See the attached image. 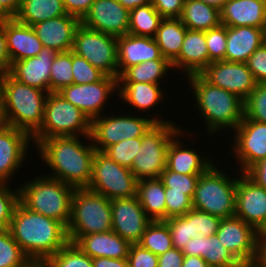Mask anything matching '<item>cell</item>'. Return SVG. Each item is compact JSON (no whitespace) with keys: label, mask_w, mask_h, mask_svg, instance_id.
I'll use <instances>...</instances> for the list:
<instances>
[{"label":"cell","mask_w":266,"mask_h":267,"mask_svg":"<svg viewBox=\"0 0 266 267\" xmlns=\"http://www.w3.org/2000/svg\"><path fill=\"white\" fill-rule=\"evenodd\" d=\"M9 230L13 239L35 265H42L68 242L67 227L17 203Z\"/></svg>","instance_id":"1"},{"label":"cell","mask_w":266,"mask_h":267,"mask_svg":"<svg viewBox=\"0 0 266 267\" xmlns=\"http://www.w3.org/2000/svg\"><path fill=\"white\" fill-rule=\"evenodd\" d=\"M85 145L78 136L50 137L38 141L40 157L53 174L46 176L58 179L75 189L87 188L92 177V163L96 149L90 143Z\"/></svg>","instance_id":"2"},{"label":"cell","mask_w":266,"mask_h":267,"mask_svg":"<svg viewBox=\"0 0 266 267\" xmlns=\"http://www.w3.org/2000/svg\"><path fill=\"white\" fill-rule=\"evenodd\" d=\"M199 109V115L206 121L208 134H216L220 129H233L244 118V100L238 95L212 85L200 74L187 76Z\"/></svg>","instance_id":"3"},{"label":"cell","mask_w":266,"mask_h":267,"mask_svg":"<svg viewBox=\"0 0 266 267\" xmlns=\"http://www.w3.org/2000/svg\"><path fill=\"white\" fill-rule=\"evenodd\" d=\"M48 92L22 84L8 73L2 80L0 123L32 136L42 125Z\"/></svg>","instance_id":"4"},{"label":"cell","mask_w":266,"mask_h":267,"mask_svg":"<svg viewBox=\"0 0 266 267\" xmlns=\"http://www.w3.org/2000/svg\"><path fill=\"white\" fill-rule=\"evenodd\" d=\"M18 188L19 201L26 208L68 226L74 187L58 179L40 175Z\"/></svg>","instance_id":"5"},{"label":"cell","mask_w":266,"mask_h":267,"mask_svg":"<svg viewBox=\"0 0 266 267\" xmlns=\"http://www.w3.org/2000/svg\"><path fill=\"white\" fill-rule=\"evenodd\" d=\"M91 120L58 92L47 95L41 127L31 136L33 144L50 137L90 136ZM81 134V136H80Z\"/></svg>","instance_id":"6"},{"label":"cell","mask_w":266,"mask_h":267,"mask_svg":"<svg viewBox=\"0 0 266 267\" xmlns=\"http://www.w3.org/2000/svg\"><path fill=\"white\" fill-rule=\"evenodd\" d=\"M213 164L201 174L192 198L193 209L221 219L235 215L238 178H231Z\"/></svg>","instance_id":"7"},{"label":"cell","mask_w":266,"mask_h":267,"mask_svg":"<svg viewBox=\"0 0 266 267\" xmlns=\"http://www.w3.org/2000/svg\"><path fill=\"white\" fill-rule=\"evenodd\" d=\"M112 230L111 200L88 188H77L72 198L68 236H84Z\"/></svg>","instance_id":"8"},{"label":"cell","mask_w":266,"mask_h":267,"mask_svg":"<svg viewBox=\"0 0 266 267\" xmlns=\"http://www.w3.org/2000/svg\"><path fill=\"white\" fill-rule=\"evenodd\" d=\"M171 122L156 123L143 136L130 170L135 178H159L166 168L167 150L172 138L182 129Z\"/></svg>","instance_id":"9"},{"label":"cell","mask_w":266,"mask_h":267,"mask_svg":"<svg viewBox=\"0 0 266 267\" xmlns=\"http://www.w3.org/2000/svg\"><path fill=\"white\" fill-rule=\"evenodd\" d=\"M152 117V119L129 116H99L91 120L90 138L92 145L97 151L103 152L109 146L127 139L142 137L156 123H167L165 121Z\"/></svg>","instance_id":"10"},{"label":"cell","mask_w":266,"mask_h":267,"mask_svg":"<svg viewBox=\"0 0 266 267\" xmlns=\"http://www.w3.org/2000/svg\"><path fill=\"white\" fill-rule=\"evenodd\" d=\"M138 180L129 168L120 166L106 154L97 151L92 163V177L88 189L106 198L121 199L136 196Z\"/></svg>","instance_id":"11"},{"label":"cell","mask_w":266,"mask_h":267,"mask_svg":"<svg viewBox=\"0 0 266 267\" xmlns=\"http://www.w3.org/2000/svg\"><path fill=\"white\" fill-rule=\"evenodd\" d=\"M72 51L106 76L118 78L117 37L80 24L74 34Z\"/></svg>","instance_id":"12"},{"label":"cell","mask_w":266,"mask_h":267,"mask_svg":"<svg viewBox=\"0 0 266 267\" xmlns=\"http://www.w3.org/2000/svg\"><path fill=\"white\" fill-rule=\"evenodd\" d=\"M115 90L118 91V78L105 76L95 83L65 86L58 93L92 120L103 115L102 109Z\"/></svg>","instance_id":"13"},{"label":"cell","mask_w":266,"mask_h":267,"mask_svg":"<svg viewBox=\"0 0 266 267\" xmlns=\"http://www.w3.org/2000/svg\"><path fill=\"white\" fill-rule=\"evenodd\" d=\"M200 75L212 85L238 95L245 100L257 84L247 63L215 61L211 62Z\"/></svg>","instance_id":"14"},{"label":"cell","mask_w":266,"mask_h":267,"mask_svg":"<svg viewBox=\"0 0 266 267\" xmlns=\"http://www.w3.org/2000/svg\"><path fill=\"white\" fill-rule=\"evenodd\" d=\"M233 136L235 140L231 147L238 159L240 173L266 158V123L243 118Z\"/></svg>","instance_id":"15"},{"label":"cell","mask_w":266,"mask_h":267,"mask_svg":"<svg viewBox=\"0 0 266 267\" xmlns=\"http://www.w3.org/2000/svg\"><path fill=\"white\" fill-rule=\"evenodd\" d=\"M112 230L130 244L140 242L152 221L144 212L137 196L111 200Z\"/></svg>","instance_id":"16"},{"label":"cell","mask_w":266,"mask_h":267,"mask_svg":"<svg viewBox=\"0 0 266 267\" xmlns=\"http://www.w3.org/2000/svg\"><path fill=\"white\" fill-rule=\"evenodd\" d=\"M129 16L117 0H95L80 22L89 29L120 37L128 34Z\"/></svg>","instance_id":"17"},{"label":"cell","mask_w":266,"mask_h":267,"mask_svg":"<svg viewBox=\"0 0 266 267\" xmlns=\"http://www.w3.org/2000/svg\"><path fill=\"white\" fill-rule=\"evenodd\" d=\"M216 235L239 262L254 261L258 231L253 226L236 216L224 218Z\"/></svg>","instance_id":"18"},{"label":"cell","mask_w":266,"mask_h":267,"mask_svg":"<svg viewBox=\"0 0 266 267\" xmlns=\"http://www.w3.org/2000/svg\"><path fill=\"white\" fill-rule=\"evenodd\" d=\"M237 179L235 215L259 231L266 223V190L245 173Z\"/></svg>","instance_id":"19"},{"label":"cell","mask_w":266,"mask_h":267,"mask_svg":"<svg viewBox=\"0 0 266 267\" xmlns=\"http://www.w3.org/2000/svg\"><path fill=\"white\" fill-rule=\"evenodd\" d=\"M30 141L32 137L26 131L0 123V183L9 184L22 166Z\"/></svg>","instance_id":"20"},{"label":"cell","mask_w":266,"mask_h":267,"mask_svg":"<svg viewBox=\"0 0 266 267\" xmlns=\"http://www.w3.org/2000/svg\"><path fill=\"white\" fill-rule=\"evenodd\" d=\"M56 54L43 47L35 57L13 61L8 74L22 84L50 93V70Z\"/></svg>","instance_id":"21"},{"label":"cell","mask_w":266,"mask_h":267,"mask_svg":"<svg viewBox=\"0 0 266 267\" xmlns=\"http://www.w3.org/2000/svg\"><path fill=\"white\" fill-rule=\"evenodd\" d=\"M81 24L76 16L66 14L32 25L43 46L59 52L71 51L74 34Z\"/></svg>","instance_id":"22"},{"label":"cell","mask_w":266,"mask_h":267,"mask_svg":"<svg viewBox=\"0 0 266 267\" xmlns=\"http://www.w3.org/2000/svg\"><path fill=\"white\" fill-rule=\"evenodd\" d=\"M90 258L126 259L130 243L113 230L104 233H92L84 236H68Z\"/></svg>","instance_id":"23"},{"label":"cell","mask_w":266,"mask_h":267,"mask_svg":"<svg viewBox=\"0 0 266 267\" xmlns=\"http://www.w3.org/2000/svg\"><path fill=\"white\" fill-rule=\"evenodd\" d=\"M118 77L130 66L155 59H166L152 37L126 34L117 37Z\"/></svg>","instance_id":"24"},{"label":"cell","mask_w":266,"mask_h":267,"mask_svg":"<svg viewBox=\"0 0 266 267\" xmlns=\"http://www.w3.org/2000/svg\"><path fill=\"white\" fill-rule=\"evenodd\" d=\"M187 76L200 74L210 63L205 31L187 29L180 54L171 62Z\"/></svg>","instance_id":"25"},{"label":"cell","mask_w":266,"mask_h":267,"mask_svg":"<svg viewBox=\"0 0 266 267\" xmlns=\"http://www.w3.org/2000/svg\"><path fill=\"white\" fill-rule=\"evenodd\" d=\"M266 0H228L220 10L221 24L264 28Z\"/></svg>","instance_id":"26"},{"label":"cell","mask_w":266,"mask_h":267,"mask_svg":"<svg viewBox=\"0 0 266 267\" xmlns=\"http://www.w3.org/2000/svg\"><path fill=\"white\" fill-rule=\"evenodd\" d=\"M184 131L181 129L169 143L166 168L180 174H203L213 165L212 159L202 157L203 155H199L194 149H189V146L185 148L182 141L177 139L185 135L184 133H188Z\"/></svg>","instance_id":"27"},{"label":"cell","mask_w":266,"mask_h":267,"mask_svg":"<svg viewBox=\"0 0 266 267\" xmlns=\"http://www.w3.org/2000/svg\"><path fill=\"white\" fill-rule=\"evenodd\" d=\"M266 41L263 28L227 26L225 61L244 62Z\"/></svg>","instance_id":"28"},{"label":"cell","mask_w":266,"mask_h":267,"mask_svg":"<svg viewBox=\"0 0 266 267\" xmlns=\"http://www.w3.org/2000/svg\"><path fill=\"white\" fill-rule=\"evenodd\" d=\"M5 35L11 63L35 57L44 47L32 26L21 24L14 18L5 22Z\"/></svg>","instance_id":"29"},{"label":"cell","mask_w":266,"mask_h":267,"mask_svg":"<svg viewBox=\"0 0 266 267\" xmlns=\"http://www.w3.org/2000/svg\"><path fill=\"white\" fill-rule=\"evenodd\" d=\"M185 256H198L209 267H227L239 265V261L225 248L216 234L211 237L191 238L181 250Z\"/></svg>","instance_id":"30"},{"label":"cell","mask_w":266,"mask_h":267,"mask_svg":"<svg viewBox=\"0 0 266 267\" xmlns=\"http://www.w3.org/2000/svg\"><path fill=\"white\" fill-rule=\"evenodd\" d=\"M122 85V86H120ZM160 84L139 83V82H118V96L123 101L137 108L142 112H147L150 108L162 100L164 91Z\"/></svg>","instance_id":"31"},{"label":"cell","mask_w":266,"mask_h":267,"mask_svg":"<svg viewBox=\"0 0 266 267\" xmlns=\"http://www.w3.org/2000/svg\"><path fill=\"white\" fill-rule=\"evenodd\" d=\"M136 196L152 221L166 219L165 186L159 178L139 180Z\"/></svg>","instance_id":"32"},{"label":"cell","mask_w":266,"mask_h":267,"mask_svg":"<svg viewBox=\"0 0 266 267\" xmlns=\"http://www.w3.org/2000/svg\"><path fill=\"white\" fill-rule=\"evenodd\" d=\"M66 14L63 0H21L14 19L21 24L32 26Z\"/></svg>","instance_id":"33"},{"label":"cell","mask_w":266,"mask_h":267,"mask_svg":"<svg viewBox=\"0 0 266 267\" xmlns=\"http://www.w3.org/2000/svg\"><path fill=\"white\" fill-rule=\"evenodd\" d=\"M180 20L187 29L207 31L221 24L220 10L202 1L185 0Z\"/></svg>","instance_id":"34"},{"label":"cell","mask_w":266,"mask_h":267,"mask_svg":"<svg viewBox=\"0 0 266 267\" xmlns=\"http://www.w3.org/2000/svg\"><path fill=\"white\" fill-rule=\"evenodd\" d=\"M187 28L180 18H163L154 37L163 57L172 62L182 48Z\"/></svg>","instance_id":"35"},{"label":"cell","mask_w":266,"mask_h":267,"mask_svg":"<svg viewBox=\"0 0 266 267\" xmlns=\"http://www.w3.org/2000/svg\"><path fill=\"white\" fill-rule=\"evenodd\" d=\"M172 69V63L168 59H155L130 66L118 77V82H139L160 84L167 76L168 70ZM163 77V78H162Z\"/></svg>","instance_id":"36"},{"label":"cell","mask_w":266,"mask_h":267,"mask_svg":"<svg viewBox=\"0 0 266 267\" xmlns=\"http://www.w3.org/2000/svg\"><path fill=\"white\" fill-rule=\"evenodd\" d=\"M163 17L151 3L130 11L128 34L154 38Z\"/></svg>","instance_id":"37"},{"label":"cell","mask_w":266,"mask_h":267,"mask_svg":"<svg viewBox=\"0 0 266 267\" xmlns=\"http://www.w3.org/2000/svg\"><path fill=\"white\" fill-rule=\"evenodd\" d=\"M138 244L155 255H161L170 250L173 245L167 224L163 220L151 221Z\"/></svg>","instance_id":"38"},{"label":"cell","mask_w":266,"mask_h":267,"mask_svg":"<svg viewBox=\"0 0 266 267\" xmlns=\"http://www.w3.org/2000/svg\"><path fill=\"white\" fill-rule=\"evenodd\" d=\"M35 264L13 239L9 229L0 230V267H33Z\"/></svg>","instance_id":"39"},{"label":"cell","mask_w":266,"mask_h":267,"mask_svg":"<svg viewBox=\"0 0 266 267\" xmlns=\"http://www.w3.org/2000/svg\"><path fill=\"white\" fill-rule=\"evenodd\" d=\"M43 267H94L92 258L85 254L75 243L68 242L54 255H51Z\"/></svg>","instance_id":"40"},{"label":"cell","mask_w":266,"mask_h":267,"mask_svg":"<svg viewBox=\"0 0 266 267\" xmlns=\"http://www.w3.org/2000/svg\"><path fill=\"white\" fill-rule=\"evenodd\" d=\"M73 84L72 50L59 52L53 59L50 70V92H59Z\"/></svg>","instance_id":"41"},{"label":"cell","mask_w":266,"mask_h":267,"mask_svg":"<svg viewBox=\"0 0 266 267\" xmlns=\"http://www.w3.org/2000/svg\"><path fill=\"white\" fill-rule=\"evenodd\" d=\"M244 118L266 123V83H257L244 100Z\"/></svg>","instance_id":"42"},{"label":"cell","mask_w":266,"mask_h":267,"mask_svg":"<svg viewBox=\"0 0 266 267\" xmlns=\"http://www.w3.org/2000/svg\"><path fill=\"white\" fill-rule=\"evenodd\" d=\"M189 222H191L192 238L211 237L216 234L221 221V218L191 209L183 215Z\"/></svg>","instance_id":"43"},{"label":"cell","mask_w":266,"mask_h":267,"mask_svg":"<svg viewBox=\"0 0 266 267\" xmlns=\"http://www.w3.org/2000/svg\"><path fill=\"white\" fill-rule=\"evenodd\" d=\"M142 143V137L123 140L106 148L103 153L120 166L131 168Z\"/></svg>","instance_id":"44"},{"label":"cell","mask_w":266,"mask_h":267,"mask_svg":"<svg viewBox=\"0 0 266 267\" xmlns=\"http://www.w3.org/2000/svg\"><path fill=\"white\" fill-rule=\"evenodd\" d=\"M200 175L201 174H180L165 168L160 174L159 179L163 182L165 188H170V191L183 192L192 199Z\"/></svg>","instance_id":"45"},{"label":"cell","mask_w":266,"mask_h":267,"mask_svg":"<svg viewBox=\"0 0 266 267\" xmlns=\"http://www.w3.org/2000/svg\"><path fill=\"white\" fill-rule=\"evenodd\" d=\"M73 84H89L101 81L106 75L92 66L85 58L72 51Z\"/></svg>","instance_id":"46"},{"label":"cell","mask_w":266,"mask_h":267,"mask_svg":"<svg viewBox=\"0 0 266 267\" xmlns=\"http://www.w3.org/2000/svg\"><path fill=\"white\" fill-rule=\"evenodd\" d=\"M205 40L209 53V60L225 61L227 49V26L220 24L218 27L205 31Z\"/></svg>","instance_id":"47"},{"label":"cell","mask_w":266,"mask_h":267,"mask_svg":"<svg viewBox=\"0 0 266 267\" xmlns=\"http://www.w3.org/2000/svg\"><path fill=\"white\" fill-rule=\"evenodd\" d=\"M8 183H0V230L9 229L13 211L19 202V188L12 190Z\"/></svg>","instance_id":"48"},{"label":"cell","mask_w":266,"mask_h":267,"mask_svg":"<svg viewBox=\"0 0 266 267\" xmlns=\"http://www.w3.org/2000/svg\"><path fill=\"white\" fill-rule=\"evenodd\" d=\"M170 231L173 247L182 250L192 238L191 222L184 216H176L163 220Z\"/></svg>","instance_id":"49"},{"label":"cell","mask_w":266,"mask_h":267,"mask_svg":"<svg viewBox=\"0 0 266 267\" xmlns=\"http://www.w3.org/2000/svg\"><path fill=\"white\" fill-rule=\"evenodd\" d=\"M166 219L183 216L193 209L192 199L183 192L170 191L165 188Z\"/></svg>","instance_id":"50"},{"label":"cell","mask_w":266,"mask_h":267,"mask_svg":"<svg viewBox=\"0 0 266 267\" xmlns=\"http://www.w3.org/2000/svg\"><path fill=\"white\" fill-rule=\"evenodd\" d=\"M127 260L129 267H158V255L138 243L130 245Z\"/></svg>","instance_id":"51"},{"label":"cell","mask_w":266,"mask_h":267,"mask_svg":"<svg viewBox=\"0 0 266 267\" xmlns=\"http://www.w3.org/2000/svg\"><path fill=\"white\" fill-rule=\"evenodd\" d=\"M257 83H266V41L257 48L246 62Z\"/></svg>","instance_id":"52"},{"label":"cell","mask_w":266,"mask_h":267,"mask_svg":"<svg viewBox=\"0 0 266 267\" xmlns=\"http://www.w3.org/2000/svg\"><path fill=\"white\" fill-rule=\"evenodd\" d=\"M185 0H151L155 10L163 18H180Z\"/></svg>","instance_id":"53"},{"label":"cell","mask_w":266,"mask_h":267,"mask_svg":"<svg viewBox=\"0 0 266 267\" xmlns=\"http://www.w3.org/2000/svg\"><path fill=\"white\" fill-rule=\"evenodd\" d=\"M185 255L181 250L172 247L165 253L158 255V267H182Z\"/></svg>","instance_id":"54"},{"label":"cell","mask_w":266,"mask_h":267,"mask_svg":"<svg viewBox=\"0 0 266 267\" xmlns=\"http://www.w3.org/2000/svg\"><path fill=\"white\" fill-rule=\"evenodd\" d=\"M95 0H63V5L67 14L76 16L80 20L89 11Z\"/></svg>","instance_id":"55"},{"label":"cell","mask_w":266,"mask_h":267,"mask_svg":"<svg viewBox=\"0 0 266 267\" xmlns=\"http://www.w3.org/2000/svg\"><path fill=\"white\" fill-rule=\"evenodd\" d=\"M245 174L257 185L266 190V158L250 167Z\"/></svg>","instance_id":"56"},{"label":"cell","mask_w":266,"mask_h":267,"mask_svg":"<svg viewBox=\"0 0 266 267\" xmlns=\"http://www.w3.org/2000/svg\"><path fill=\"white\" fill-rule=\"evenodd\" d=\"M11 66L10 57L7 51L5 23L0 24V73L6 74Z\"/></svg>","instance_id":"57"},{"label":"cell","mask_w":266,"mask_h":267,"mask_svg":"<svg viewBox=\"0 0 266 267\" xmlns=\"http://www.w3.org/2000/svg\"><path fill=\"white\" fill-rule=\"evenodd\" d=\"M94 267H129L128 260L126 259H116V258H93L92 259Z\"/></svg>","instance_id":"58"},{"label":"cell","mask_w":266,"mask_h":267,"mask_svg":"<svg viewBox=\"0 0 266 267\" xmlns=\"http://www.w3.org/2000/svg\"><path fill=\"white\" fill-rule=\"evenodd\" d=\"M254 261L260 267H266V237H257L256 255Z\"/></svg>","instance_id":"59"},{"label":"cell","mask_w":266,"mask_h":267,"mask_svg":"<svg viewBox=\"0 0 266 267\" xmlns=\"http://www.w3.org/2000/svg\"><path fill=\"white\" fill-rule=\"evenodd\" d=\"M182 267H209V265L201 257L185 256Z\"/></svg>","instance_id":"60"},{"label":"cell","mask_w":266,"mask_h":267,"mask_svg":"<svg viewBox=\"0 0 266 267\" xmlns=\"http://www.w3.org/2000/svg\"><path fill=\"white\" fill-rule=\"evenodd\" d=\"M21 0H0V4L14 18L20 7Z\"/></svg>","instance_id":"61"},{"label":"cell","mask_w":266,"mask_h":267,"mask_svg":"<svg viewBox=\"0 0 266 267\" xmlns=\"http://www.w3.org/2000/svg\"><path fill=\"white\" fill-rule=\"evenodd\" d=\"M120 2L129 12L136 7L143 6L151 3V0H117Z\"/></svg>","instance_id":"62"},{"label":"cell","mask_w":266,"mask_h":267,"mask_svg":"<svg viewBox=\"0 0 266 267\" xmlns=\"http://www.w3.org/2000/svg\"><path fill=\"white\" fill-rule=\"evenodd\" d=\"M198 1H202L205 4H208L214 8H217L219 10H221V8L223 7V5L228 1V0H198Z\"/></svg>","instance_id":"63"},{"label":"cell","mask_w":266,"mask_h":267,"mask_svg":"<svg viewBox=\"0 0 266 267\" xmlns=\"http://www.w3.org/2000/svg\"><path fill=\"white\" fill-rule=\"evenodd\" d=\"M12 19L13 17L0 4V24H4L5 22L11 21Z\"/></svg>","instance_id":"64"},{"label":"cell","mask_w":266,"mask_h":267,"mask_svg":"<svg viewBox=\"0 0 266 267\" xmlns=\"http://www.w3.org/2000/svg\"><path fill=\"white\" fill-rule=\"evenodd\" d=\"M239 267H260L255 261L240 262Z\"/></svg>","instance_id":"65"},{"label":"cell","mask_w":266,"mask_h":267,"mask_svg":"<svg viewBox=\"0 0 266 267\" xmlns=\"http://www.w3.org/2000/svg\"><path fill=\"white\" fill-rule=\"evenodd\" d=\"M4 74L0 73V115H1V108H2V80Z\"/></svg>","instance_id":"66"},{"label":"cell","mask_w":266,"mask_h":267,"mask_svg":"<svg viewBox=\"0 0 266 267\" xmlns=\"http://www.w3.org/2000/svg\"><path fill=\"white\" fill-rule=\"evenodd\" d=\"M258 237H266V223L263 227L258 231Z\"/></svg>","instance_id":"67"},{"label":"cell","mask_w":266,"mask_h":267,"mask_svg":"<svg viewBox=\"0 0 266 267\" xmlns=\"http://www.w3.org/2000/svg\"><path fill=\"white\" fill-rule=\"evenodd\" d=\"M263 31H264V36H265V39H266V18H265V25H264Z\"/></svg>","instance_id":"68"},{"label":"cell","mask_w":266,"mask_h":267,"mask_svg":"<svg viewBox=\"0 0 266 267\" xmlns=\"http://www.w3.org/2000/svg\"><path fill=\"white\" fill-rule=\"evenodd\" d=\"M227 267H239V265H234V266H227Z\"/></svg>","instance_id":"69"}]
</instances>
